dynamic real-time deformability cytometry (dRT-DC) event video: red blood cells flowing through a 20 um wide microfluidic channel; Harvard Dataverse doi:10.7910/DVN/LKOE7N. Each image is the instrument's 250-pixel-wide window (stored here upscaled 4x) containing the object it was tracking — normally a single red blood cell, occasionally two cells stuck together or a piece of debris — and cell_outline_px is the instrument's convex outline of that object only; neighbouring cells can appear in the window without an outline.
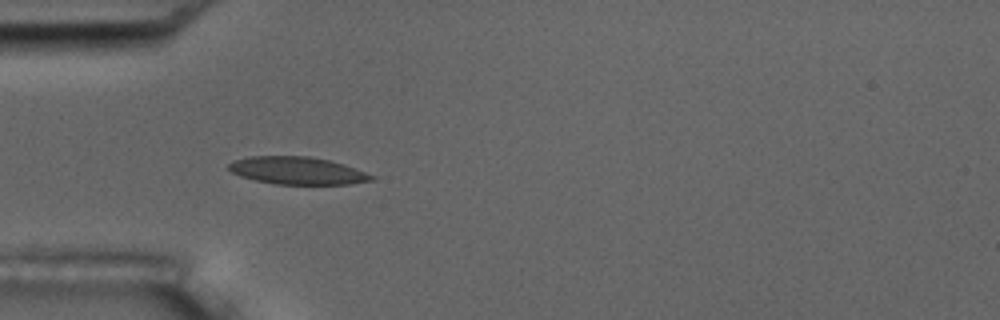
{"species": "common noctule bat (a hibernating species)", "species_latin": "Nyctalus noctula", "temperature_condition": "room temperature", "stored_images_in_passage": 4, "camera_frame_rate_fps": 3000, "um_per_image_px": 0.085, "animal": {"sex": "male", "body_mass_g": 17.5, "forearm_length_mm": 52.3}, "frame": {"image": 1, "passage_image": 3, "time_ms": 3.333, "image_size_px": [1000, 320], "cell_outline_px": [[376, 180], [348, 184], [272, 184], [240, 176], [232, 172], [228, 168], [228, 164], [232, 160], [248, 156], [308, 156], [328, 160], [344, 164], [376, 176]], "centroid_in_image_um": [25.27, 14.5], "position_along_channel_um": 59.7, "area_um2": 23.0}}